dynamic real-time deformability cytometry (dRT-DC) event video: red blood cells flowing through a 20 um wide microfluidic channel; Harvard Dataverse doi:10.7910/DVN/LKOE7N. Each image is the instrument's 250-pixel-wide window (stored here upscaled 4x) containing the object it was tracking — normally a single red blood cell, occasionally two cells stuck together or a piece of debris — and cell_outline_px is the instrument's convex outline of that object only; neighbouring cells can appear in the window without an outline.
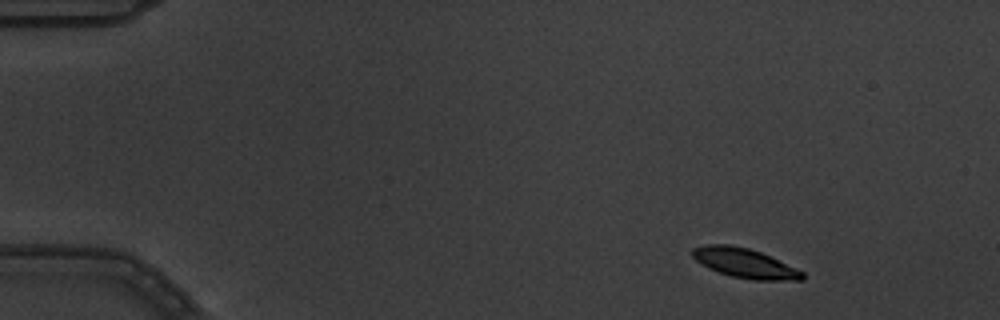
{"species": "common noctule bat (a hibernating species)", "species_latin": "Nyctalus noctula", "temperature_condition": "warm", "stored_images_in_passage": 4, "camera_frame_rate_fps": 3000, "um_per_image_px": 0.085, "animal": {"sex": "male", "body_mass_g": 19.5, "forearm_length_mm": 54.6}, "frame": {"image": 1, "passage_image": 1, "time_ms": 0.0, "image_size_px": [1000, 320], "cell_outline_px": [[804, 280], [752, 280], [732, 276], [708, 268], [696, 260], [692, 256], [692, 248], [704, 244], [732, 244], [748, 248], [760, 252], [796, 268], [804, 272]], "centroid_in_image_um": [63.28, 22.36], "position_along_channel_um": 21.7, "area_um2": 18.84}}
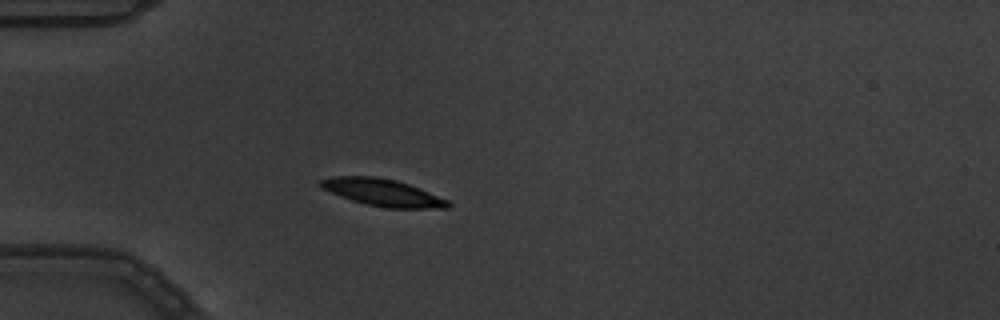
{"frame": {"image": 2, "passage_image": 3, "time_ms": 0.667, "image_size_px": [1000, 320], "cell_outline_px": [[452, 204], [448, 208], [388, 208], [368, 204], [352, 200], [340, 196], [324, 188], [320, 184], [320, 180], [332, 176], [376, 176], [396, 180], [408, 184], [448, 200]], "centroid_in_image_um": [32.55, 16.36], "position_along_channel_um": 52.5, "area_um2": 19.77}}